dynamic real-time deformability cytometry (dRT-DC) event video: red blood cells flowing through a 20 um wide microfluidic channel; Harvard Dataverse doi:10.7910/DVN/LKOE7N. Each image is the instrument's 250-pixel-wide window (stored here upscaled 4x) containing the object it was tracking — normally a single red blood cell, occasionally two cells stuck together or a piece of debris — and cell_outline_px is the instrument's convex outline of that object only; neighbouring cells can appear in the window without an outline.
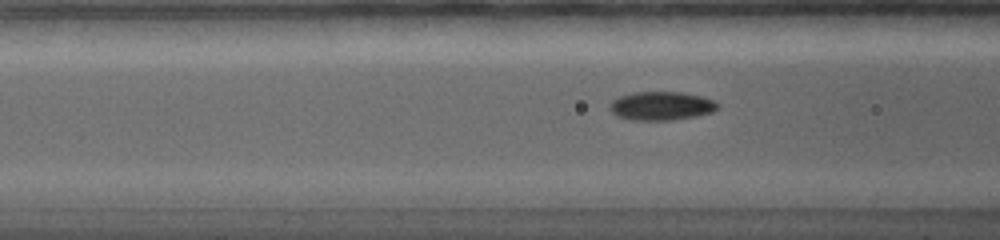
{"species": "common noctule bat (a hibernating species)", "species_latin": "Nyctalus noctula", "temperature_condition": "warm", "stored_images_in_passage": 72, "camera_frame_rate_fps": 5000, "um_per_image_px": 0.085, "animal": {"sex": "female", "body_mass_g": 19.0, "forearm_length_mm": 56.7}, "frame": {"image": 1, "passage_image": 26, "time_ms": 4.4, "image_size_px": [1000, 240], "cell_outline_px": [[720, 108], [712, 112], [696, 116], [672, 120], [632, 120], [616, 116], [608, 108], [612, 100], [620, 96], [632, 92], [684, 92], [716, 100], [720, 104]], "centroid_in_image_um": [56.24, 9.0], "position_along_channel_um": 110.4, "area_um2": 18.26}}
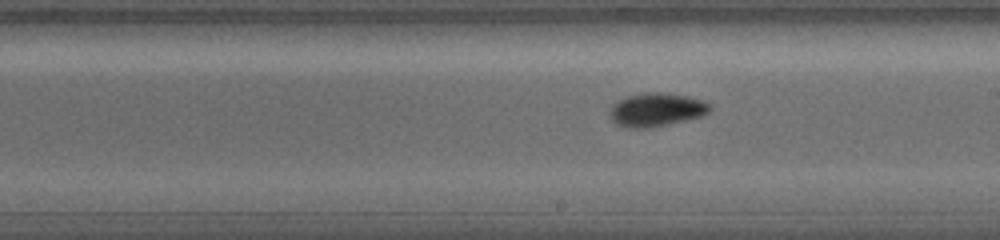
{"frame": {"image": 2, "passage_image": 44, "time_ms": 7.6, "image_size_px": [1000, 240], "cell_outline_px": [[712, 108], [708, 112], [700, 116], [652, 128], [624, 128], [616, 124], [612, 120], [608, 112], [612, 104], [628, 96], [644, 92], [660, 92], [688, 96], [704, 100], [712, 104]], "centroid_in_image_um": [55.78, 9.33], "position_along_channel_um": 233.2, "area_um2": 19.71}}
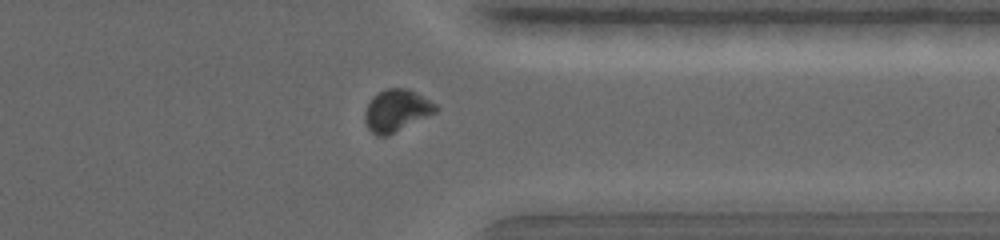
{"frame": {"image": 3, "passage_image": 65, "time_ms": 11.4, "image_size_px": [1000, 240], "cell_outline_px": [[440, 108], [436, 112], [388, 136], [376, 136], [368, 128], [364, 120], [364, 112], [372, 96], [384, 88], [408, 88], [416, 92], [436, 104]], "centroid_in_image_um": [33.69, 9.39], "position_along_channel_um": 377.7, "area_um2": 17.51}}